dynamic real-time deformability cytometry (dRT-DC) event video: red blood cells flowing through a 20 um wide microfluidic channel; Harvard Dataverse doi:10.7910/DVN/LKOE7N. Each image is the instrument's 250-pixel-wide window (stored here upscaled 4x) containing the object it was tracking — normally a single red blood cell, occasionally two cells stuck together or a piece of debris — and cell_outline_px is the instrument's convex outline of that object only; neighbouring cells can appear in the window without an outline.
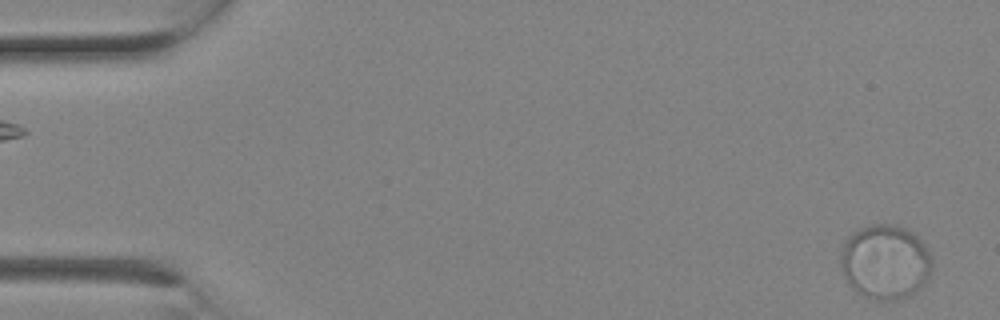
{"species": "Egyptian fruit bat (a non-hibernating species)", "species_latin": "Rousettus aegyptiacus", "temperature_condition": "room temperature", "stored_images_in_passage": 3, "camera_frame_rate_fps": 3000, "um_per_image_px": 0.085, "animal": {"sex": "female"}, "frame": {"image": 1, "passage_image": 1, "time_ms": 0.0, "image_size_px": [1000, 320], "cell_outline_px": [[932, 268], [924, 284], [912, 296], [896, 300], [872, 300], [856, 292], [848, 284], [844, 276], [840, 264], [840, 252], [844, 240], [848, 236], [860, 228], [872, 224], [892, 224], [904, 228], [912, 232], [924, 244], [932, 260]], "centroid_in_image_um": [75.22, 22.28], "position_along_channel_um": 9.8, "area_um2": 40.17}}